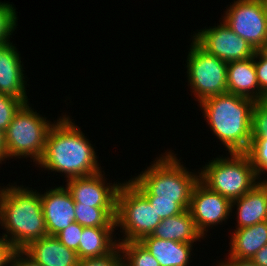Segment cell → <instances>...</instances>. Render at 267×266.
<instances>
[{
  "instance_id": "6da1fadb",
  "label": "cell",
  "mask_w": 267,
  "mask_h": 266,
  "mask_svg": "<svg viewBox=\"0 0 267 266\" xmlns=\"http://www.w3.org/2000/svg\"><path fill=\"white\" fill-rule=\"evenodd\" d=\"M57 119L47 135L43 157L35 166L60 173V176L64 174L66 180L102 171L96 147L81 127L64 112Z\"/></svg>"
},
{
  "instance_id": "7a4b0ae2",
  "label": "cell",
  "mask_w": 267,
  "mask_h": 266,
  "mask_svg": "<svg viewBox=\"0 0 267 266\" xmlns=\"http://www.w3.org/2000/svg\"><path fill=\"white\" fill-rule=\"evenodd\" d=\"M0 186L1 235L15 250L48 235L40 192L23 185ZM9 185V186H8Z\"/></svg>"
},
{
  "instance_id": "3957f363",
  "label": "cell",
  "mask_w": 267,
  "mask_h": 266,
  "mask_svg": "<svg viewBox=\"0 0 267 266\" xmlns=\"http://www.w3.org/2000/svg\"><path fill=\"white\" fill-rule=\"evenodd\" d=\"M211 133L221 141L225 151L246 152L251 142L252 108L255 101L225 93L199 104Z\"/></svg>"
},
{
  "instance_id": "277c9868",
  "label": "cell",
  "mask_w": 267,
  "mask_h": 266,
  "mask_svg": "<svg viewBox=\"0 0 267 266\" xmlns=\"http://www.w3.org/2000/svg\"><path fill=\"white\" fill-rule=\"evenodd\" d=\"M176 155L171 150L165 151L129 181L147 199L175 200L189 210L193 187L199 181V170L189 171Z\"/></svg>"
},
{
  "instance_id": "5b68a950",
  "label": "cell",
  "mask_w": 267,
  "mask_h": 266,
  "mask_svg": "<svg viewBox=\"0 0 267 266\" xmlns=\"http://www.w3.org/2000/svg\"><path fill=\"white\" fill-rule=\"evenodd\" d=\"M227 155L230 156L219 155L199 168V180L232 202L248 193L261 180L245 152Z\"/></svg>"
},
{
  "instance_id": "8992f818",
  "label": "cell",
  "mask_w": 267,
  "mask_h": 266,
  "mask_svg": "<svg viewBox=\"0 0 267 266\" xmlns=\"http://www.w3.org/2000/svg\"><path fill=\"white\" fill-rule=\"evenodd\" d=\"M31 106L29 102L24 103L15 113L4 131V140L9 159L26 157L37 164L43 157L47 135L57 119L51 122Z\"/></svg>"
},
{
  "instance_id": "52a82bcc",
  "label": "cell",
  "mask_w": 267,
  "mask_h": 266,
  "mask_svg": "<svg viewBox=\"0 0 267 266\" xmlns=\"http://www.w3.org/2000/svg\"><path fill=\"white\" fill-rule=\"evenodd\" d=\"M161 221L148 199L129 180L123 181L116 198L115 228L123 234L118 242H139Z\"/></svg>"
},
{
  "instance_id": "ba28073f",
  "label": "cell",
  "mask_w": 267,
  "mask_h": 266,
  "mask_svg": "<svg viewBox=\"0 0 267 266\" xmlns=\"http://www.w3.org/2000/svg\"><path fill=\"white\" fill-rule=\"evenodd\" d=\"M192 40V41H191ZM186 66L191 95L198 103L227 93V62L209 54L192 37ZM193 93V94H192Z\"/></svg>"
},
{
  "instance_id": "9c48e42d",
  "label": "cell",
  "mask_w": 267,
  "mask_h": 266,
  "mask_svg": "<svg viewBox=\"0 0 267 266\" xmlns=\"http://www.w3.org/2000/svg\"><path fill=\"white\" fill-rule=\"evenodd\" d=\"M226 9L220 19L232 31L256 51L267 46V11L263 0H234Z\"/></svg>"
},
{
  "instance_id": "30bf717a",
  "label": "cell",
  "mask_w": 267,
  "mask_h": 266,
  "mask_svg": "<svg viewBox=\"0 0 267 266\" xmlns=\"http://www.w3.org/2000/svg\"><path fill=\"white\" fill-rule=\"evenodd\" d=\"M212 27L197 29L190 35L209 54L225 61H239L254 56L255 49L249 43L232 31L222 20Z\"/></svg>"
},
{
  "instance_id": "8fae6325",
  "label": "cell",
  "mask_w": 267,
  "mask_h": 266,
  "mask_svg": "<svg viewBox=\"0 0 267 266\" xmlns=\"http://www.w3.org/2000/svg\"><path fill=\"white\" fill-rule=\"evenodd\" d=\"M231 204L230 200L210 190L200 180L194 185L189 211L204 238L210 227L215 229L214 226L224 224L223 221L226 223L232 216Z\"/></svg>"
},
{
  "instance_id": "7c38bea8",
  "label": "cell",
  "mask_w": 267,
  "mask_h": 266,
  "mask_svg": "<svg viewBox=\"0 0 267 266\" xmlns=\"http://www.w3.org/2000/svg\"><path fill=\"white\" fill-rule=\"evenodd\" d=\"M105 175L103 170L89 176L71 178L65 181V186L75 203L90 207H116L117 193L123 182L107 183Z\"/></svg>"
},
{
  "instance_id": "4fadbf2b",
  "label": "cell",
  "mask_w": 267,
  "mask_h": 266,
  "mask_svg": "<svg viewBox=\"0 0 267 266\" xmlns=\"http://www.w3.org/2000/svg\"><path fill=\"white\" fill-rule=\"evenodd\" d=\"M50 188L40 197L48 236H56L75 222V202L66 186Z\"/></svg>"
},
{
  "instance_id": "5bb4252c",
  "label": "cell",
  "mask_w": 267,
  "mask_h": 266,
  "mask_svg": "<svg viewBox=\"0 0 267 266\" xmlns=\"http://www.w3.org/2000/svg\"><path fill=\"white\" fill-rule=\"evenodd\" d=\"M15 45L10 42L0 47V93L27 103L30 100L26 92L29 84L21 54Z\"/></svg>"
},
{
  "instance_id": "9a60e30c",
  "label": "cell",
  "mask_w": 267,
  "mask_h": 266,
  "mask_svg": "<svg viewBox=\"0 0 267 266\" xmlns=\"http://www.w3.org/2000/svg\"><path fill=\"white\" fill-rule=\"evenodd\" d=\"M235 207V229L267 221V179L264 177L248 193L232 201L231 213Z\"/></svg>"
},
{
  "instance_id": "2e32d148",
  "label": "cell",
  "mask_w": 267,
  "mask_h": 266,
  "mask_svg": "<svg viewBox=\"0 0 267 266\" xmlns=\"http://www.w3.org/2000/svg\"><path fill=\"white\" fill-rule=\"evenodd\" d=\"M41 266H77V252L68 249L55 236L32 241L23 249Z\"/></svg>"
},
{
  "instance_id": "e0dca14e",
  "label": "cell",
  "mask_w": 267,
  "mask_h": 266,
  "mask_svg": "<svg viewBox=\"0 0 267 266\" xmlns=\"http://www.w3.org/2000/svg\"><path fill=\"white\" fill-rule=\"evenodd\" d=\"M227 93L250 98L254 101L265 98L259 90L254 56L227 63Z\"/></svg>"
},
{
  "instance_id": "ac0fdd59",
  "label": "cell",
  "mask_w": 267,
  "mask_h": 266,
  "mask_svg": "<svg viewBox=\"0 0 267 266\" xmlns=\"http://www.w3.org/2000/svg\"><path fill=\"white\" fill-rule=\"evenodd\" d=\"M139 242L155 257L160 266H189L192 262L195 244L163 240L152 235L143 237Z\"/></svg>"
},
{
  "instance_id": "d6986e66",
  "label": "cell",
  "mask_w": 267,
  "mask_h": 266,
  "mask_svg": "<svg viewBox=\"0 0 267 266\" xmlns=\"http://www.w3.org/2000/svg\"><path fill=\"white\" fill-rule=\"evenodd\" d=\"M228 256L251 260L267 244V221L240 229H233Z\"/></svg>"
},
{
  "instance_id": "ffe728a7",
  "label": "cell",
  "mask_w": 267,
  "mask_h": 266,
  "mask_svg": "<svg viewBox=\"0 0 267 266\" xmlns=\"http://www.w3.org/2000/svg\"><path fill=\"white\" fill-rule=\"evenodd\" d=\"M153 237L188 244L205 239L196 227L189 210L163 219L151 234ZM196 242V243H194Z\"/></svg>"
},
{
  "instance_id": "44dd1931",
  "label": "cell",
  "mask_w": 267,
  "mask_h": 266,
  "mask_svg": "<svg viewBox=\"0 0 267 266\" xmlns=\"http://www.w3.org/2000/svg\"><path fill=\"white\" fill-rule=\"evenodd\" d=\"M116 228L83 227L79 243V260L105 256L112 252L119 242Z\"/></svg>"
},
{
  "instance_id": "7402d4cb",
  "label": "cell",
  "mask_w": 267,
  "mask_h": 266,
  "mask_svg": "<svg viewBox=\"0 0 267 266\" xmlns=\"http://www.w3.org/2000/svg\"><path fill=\"white\" fill-rule=\"evenodd\" d=\"M75 222L83 227L115 228L116 207H90L75 203Z\"/></svg>"
},
{
  "instance_id": "603a6c76",
  "label": "cell",
  "mask_w": 267,
  "mask_h": 266,
  "mask_svg": "<svg viewBox=\"0 0 267 266\" xmlns=\"http://www.w3.org/2000/svg\"><path fill=\"white\" fill-rule=\"evenodd\" d=\"M124 266H160L140 242H119Z\"/></svg>"
},
{
  "instance_id": "cb8c5ba5",
  "label": "cell",
  "mask_w": 267,
  "mask_h": 266,
  "mask_svg": "<svg viewBox=\"0 0 267 266\" xmlns=\"http://www.w3.org/2000/svg\"><path fill=\"white\" fill-rule=\"evenodd\" d=\"M16 7L10 2L0 1V44L10 43L12 35L18 28V16Z\"/></svg>"
},
{
  "instance_id": "d4e9b609",
  "label": "cell",
  "mask_w": 267,
  "mask_h": 266,
  "mask_svg": "<svg viewBox=\"0 0 267 266\" xmlns=\"http://www.w3.org/2000/svg\"><path fill=\"white\" fill-rule=\"evenodd\" d=\"M245 153L250 158L256 176L261 180V175L267 173V138L251 139L250 146Z\"/></svg>"
},
{
  "instance_id": "484cf974",
  "label": "cell",
  "mask_w": 267,
  "mask_h": 266,
  "mask_svg": "<svg viewBox=\"0 0 267 266\" xmlns=\"http://www.w3.org/2000/svg\"><path fill=\"white\" fill-rule=\"evenodd\" d=\"M267 138V98L255 101L252 108L251 139Z\"/></svg>"
},
{
  "instance_id": "4316f807",
  "label": "cell",
  "mask_w": 267,
  "mask_h": 266,
  "mask_svg": "<svg viewBox=\"0 0 267 266\" xmlns=\"http://www.w3.org/2000/svg\"><path fill=\"white\" fill-rule=\"evenodd\" d=\"M24 104L21 99L0 93V130L8 128L15 113Z\"/></svg>"
},
{
  "instance_id": "83f0119b",
  "label": "cell",
  "mask_w": 267,
  "mask_h": 266,
  "mask_svg": "<svg viewBox=\"0 0 267 266\" xmlns=\"http://www.w3.org/2000/svg\"><path fill=\"white\" fill-rule=\"evenodd\" d=\"M83 232V226L73 222L70 226L59 232L55 237L68 249L77 252L79 258V243Z\"/></svg>"
},
{
  "instance_id": "f1b7e54d",
  "label": "cell",
  "mask_w": 267,
  "mask_h": 266,
  "mask_svg": "<svg viewBox=\"0 0 267 266\" xmlns=\"http://www.w3.org/2000/svg\"><path fill=\"white\" fill-rule=\"evenodd\" d=\"M77 266H124L123 254L118 245L112 252L105 256L79 260Z\"/></svg>"
},
{
  "instance_id": "f546056e",
  "label": "cell",
  "mask_w": 267,
  "mask_h": 266,
  "mask_svg": "<svg viewBox=\"0 0 267 266\" xmlns=\"http://www.w3.org/2000/svg\"><path fill=\"white\" fill-rule=\"evenodd\" d=\"M254 66L260 93L267 98V52L264 49L255 51Z\"/></svg>"
},
{
  "instance_id": "4dcf8cb0",
  "label": "cell",
  "mask_w": 267,
  "mask_h": 266,
  "mask_svg": "<svg viewBox=\"0 0 267 266\" xmlns=\"http://www.w3.org/2000/svg\"><path fill=\"white\" fill-rule=\"evenodd\" d=\"M148 201L162 220L185 211V209L175 200L148 199Z\"/></svg>"
},
{
  "instance_id": "1f68e13d",
  "label": "cell",
  "mask_w": 267,
  "mask_h": 266,
  "mask_svg": "<svg viewBox=\"0 0 267 266\" xmlns=\"http://www.w3.org/2000/svg\"><path fill=\"white\" fill-rule=\"evenodd\" d=\"M10 266H41L24 250H15L10 259Z\"/></svg>"
},
{
  "instance_id": "d6a6232c",
  "label": "cell",
  "mask_w": 267,
  "mask_h": 266,
  "mask_svg": "<svg viewBox=\"0 0 267 266\" xmlns=\"http://www.w3.org/2000/svg\"><path fill=\"white\" fill-rule=\"evenodd\" d=\"M15 249L7 239L0 236V266H10V259Z\"/></svg>"
},
{
  "instance_id": "836d02e7",
  "label": "cell",
  "mask_w": 267,
  "mask_h": 266,
  "mask_svg": "<svg viewBox=\"0 0 267 266\" xmlns=\"http://www.w3.org/2000/svg\"><path fill=\"white\" fill-rule=\"evenodd\" d=\"M227 257L225 260H220V263L217 262V264L219 266H258L251 260L231 258L228 255Z\"/></svg>"
},
{
  "instance_id": "e575fe53",
  "label": "cell",
  "mask_w": 267,
  "mask_h": 266,
  "mask_svg": "<svg viewBox=\"0 0 267 266\" xmlns=\"http://www.w3.org/2000/svg\"><path fill=\"white\" fill-rule=\"evenodd\" d=\"M258 266H267V244L251 259Z\"/></svg>"
},
{
  "instance_id": "d590c367",
  "label": "cell",
  "mask_w": 267,
  "mask_h": 266,
  "mask_svg": "<svg viewBox=\"0 0 267 266\" xmlns=\"http://www.w3.org/2000/svg\"><path fill=\"white\" fill-rule=\"evenodd\" d=\"M6 160L9 161V158H8L7 152H6L4 132L2 130H0V164H2V161H3V163H6Z\"/></svg>"
},
{
  "instance_id": "8d00e7d4",
  "label": "cell",
  "mask_w": 267,
  "mask_h": 266,
  "mask_svg": "<svg viewBox=\"0 0 267 266\" xmlns=\"http://www.w3.org/2000/svg\"><path fill=\"white\" fill-rule=\"evenodd\" d=\"M267 11V0H263Z\"/></svg>"
}]
</instances>
